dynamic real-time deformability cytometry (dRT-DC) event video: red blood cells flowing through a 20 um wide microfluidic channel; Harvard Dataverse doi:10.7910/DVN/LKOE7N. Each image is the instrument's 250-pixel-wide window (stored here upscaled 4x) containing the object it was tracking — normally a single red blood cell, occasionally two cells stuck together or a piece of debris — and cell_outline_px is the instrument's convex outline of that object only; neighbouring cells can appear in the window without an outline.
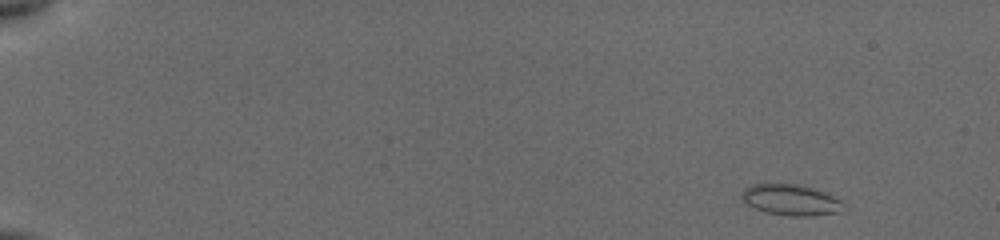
{"species": "common noctule bat (a hibernating species)", "species_latin": "Nyctalus noctula", "temperature_condition": "cold", "stored_images_in_passage": 19, "camera_frame_rate_fps": 3000, "um_per_image_px": 0.085, "animal": {"sex": "female", "body_mass_g": 19.5, "forearm_length_mm": 54.1}, "frame": {"image": 1, "passage_image": 1, "time_ms": 0.0, "image_size_px": [1000, 240], "cell_outline_px": [[848, 208], [840, 212], [812, 216], [788, 216], [764, 212], [748, 204], [740, 196], [740, 192], [744, 188], [752, 184], [796, 184], [812, 188], [832, 196], [840, 200]], "centroid_in_image_um": [67.23, 17.01], "position_along_channel_um": 17.8, "area_um2": 18.38}}
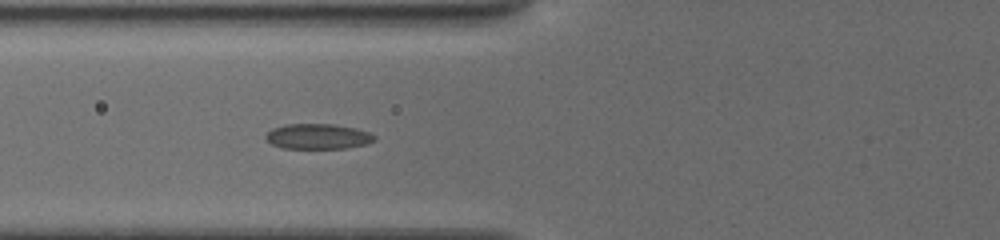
{"frame": {"image": 2, "passage_image": 17, "time_ms": 6.0, "image_size_px": [1000, 240], "cell_outline_px": [[376, 140], [368, 144], [348, 148], [280, 148], [272, 144], [264, 136], [272, 128], [284, 124], [332, 124], [356, 128], [368, 132], [376, 136]], "centroid_in_image_um": [27.04, 11.6], "position_along_channel_um": 98.8, "area_um2": 16.13}}
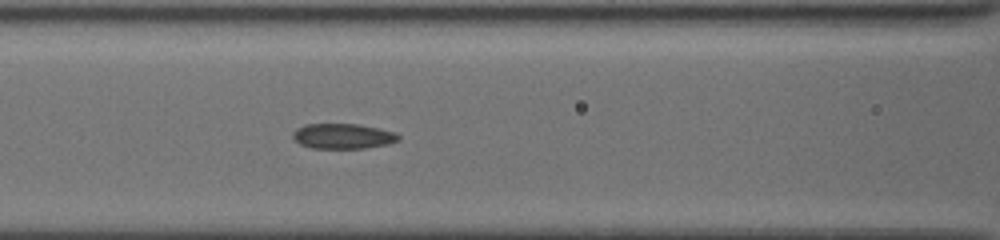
{"frame": {"image": 3, "passage_image": 19, "time_ms": 7.0, "image_size_px": [1000, 240], "cell_outline_px": [[400, 140], [388, 144], [364, 148], [312, 148], [300, 144], [292, 136], [292, 132], [296, 128], [304, 124], [356, 124], [396, 132], [400, 136]], "centroid_in_image_um": [29.14, 11.57], "position_along_channel_um": 137.5, "area_um2": 15.49}}